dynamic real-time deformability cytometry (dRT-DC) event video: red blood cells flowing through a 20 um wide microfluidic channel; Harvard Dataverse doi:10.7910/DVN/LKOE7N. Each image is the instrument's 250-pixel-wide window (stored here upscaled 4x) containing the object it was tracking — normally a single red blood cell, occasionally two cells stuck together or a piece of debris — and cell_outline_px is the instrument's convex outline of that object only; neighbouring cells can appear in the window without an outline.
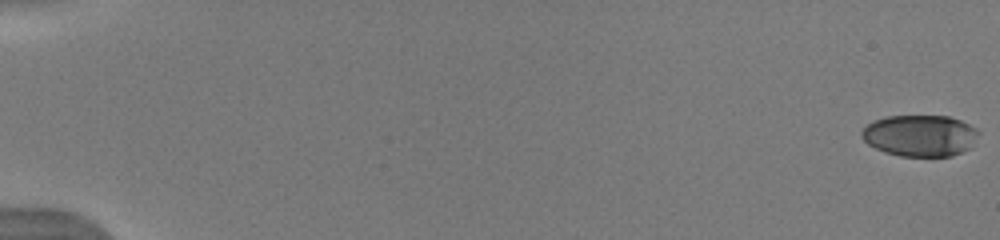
{"species": "human", "species_latin": "Homo sapiens", "temperature_condition": "warm", "stored_images_in_passage": 53, "camera_frame_rate_fps": 3000, "um_per_image_px": 0.085, "donor": {"sex": "male"}, "frame": {"image": 1, "passage_image": 1, "time_ms": 0.0, "image_size_px": [1000, 240], "cell_outline_px": [[980, 132], [972, 148], [952, 156], [900, 156], [884, 152], [868, 144], [860, 136], [860, 132], [868, 124], [876, 120], [888, 116], [948, 116], [960, 120], [976, 128]], "centroid_in_image_um": [78.23, 11.53], "position_along_channel_um": 6.8, "area_um2": 28.38}}
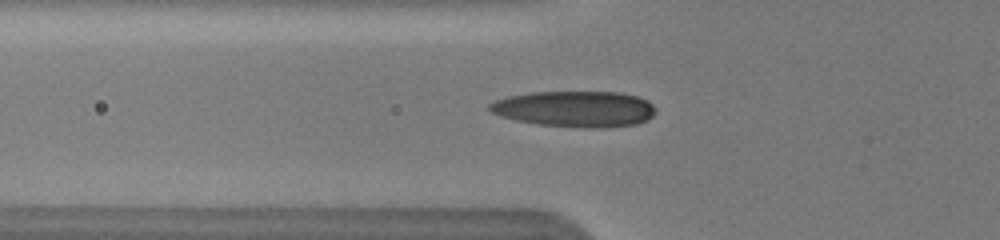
{"frame": {"image": 2, "passage_image": 21, "time_ms": 6.667, "image_size_px": [1000, 240], "cell_outline_px": [[656, 112], [648, 120], [636, 124], [604, 128], [584, 128], [536, 124], [516, 120], [500, 116], [492, 112], [488, 108], [488, 104], [496, 100], [508, 96], [532, 92], [620, 92], [636, 96], [648, 100], [656, 108]], "centroid_in_image_um": [48.89, 9.26], "position_along_channel_um": 76.9, "area_um2": 35.08}}
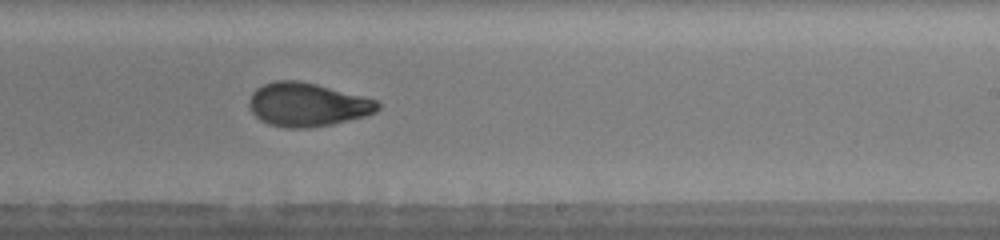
{"frame": {"image": 3, "passage_image": 35, "time_ms": 11.333, "image_size_px": [1000, 240], "cell_outline_px": [[380, 108], [376, 112], [368, 116], [332, 124], [308, 128], [288, 128], [268, 124], [260, 120], [252, 112], [248, 104], [248, 100], [252, 92], [256, 88], [264, 84], [276, 80], [300, 80], [316, 84], [376, 100], [380, 104]], "centroid_in_image_um": [26.1, 8.9], "position_along_channel_um": 262.9, "area_um2": 32.77}, "authors_computed_cell_mechanics": {"area_um2": 31.6744, "velocity_mm_per_s": 3.9786, "shape_relaxation_time_tau1_ms": 6.1791, "shape_relaxation_time_tau2_ms": 1.596, "deformation_change_tau1": 0.2276, "deformation_change_tau2": 0.0688}}